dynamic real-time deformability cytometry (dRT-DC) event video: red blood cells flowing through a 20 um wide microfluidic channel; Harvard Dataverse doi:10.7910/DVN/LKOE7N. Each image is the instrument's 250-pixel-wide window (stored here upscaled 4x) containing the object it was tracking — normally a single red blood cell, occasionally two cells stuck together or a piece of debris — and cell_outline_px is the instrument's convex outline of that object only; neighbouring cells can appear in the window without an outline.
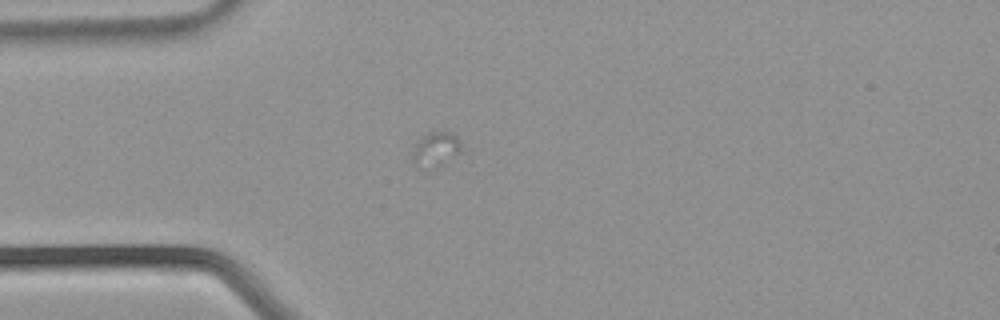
{"species": "common noctule bat (a hibernating species)", "species_latin": "Nyctalus noctula", "temperature_condition": "warm", "stored_images_in_passage": 15, "camera_frame_rate_fps": 3000, "um_per_image_px": 0.085, "animal": {"sex": "male", "body_mass_g": 21.5, "forearm_length_mm": 52.0}, "frame": {"image": 1, "passage_image": 11, "time_ms": 3.333, "image_size_px": [1000, 320], "cell_outline_px": [[464, 156], [436, 168], [416, 168], [412, 156], [412, 152], [416, 144], [428, 132], [452, 132], [460, 140]], "centroid_in_image_um": [37.14, 12.75], "position_along_channel_um": 47.9, "area_um2": 10.46}}